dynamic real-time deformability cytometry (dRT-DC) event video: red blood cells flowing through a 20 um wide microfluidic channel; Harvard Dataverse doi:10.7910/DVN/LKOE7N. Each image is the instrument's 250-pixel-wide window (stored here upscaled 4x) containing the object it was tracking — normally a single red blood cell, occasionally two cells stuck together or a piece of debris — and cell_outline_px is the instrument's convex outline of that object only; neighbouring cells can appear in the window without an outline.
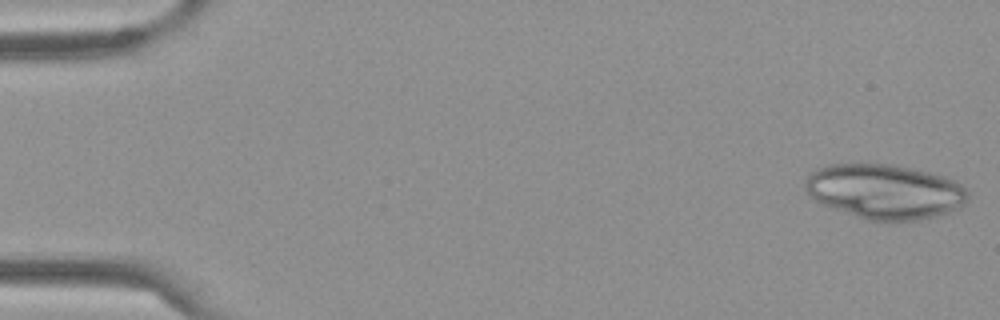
{"species": "Egyptian fruit bat (a non-hibernating species)", "species_latin": "Rousettus aegyptiacus", "temperature_condition": "cold", "stored_images_in_passage": 14, "camera_frame_rate_fps": 3000, "um_per_image_px": 0.085, "frame": {"image": 1, "passage_image": 1, "time_ms": 0.0, "image_size_px": [1000, 320], "cell_outline_px": [[968, 200], [964, 204], [948, 212], [936, 216], [916, 220], [868, 220], [824, 204], [816, 200], [804, 188], [804, 184], [808, 176], [816, 168], [828, 164], [892, 164], [912, 168], [944, 176], [960, 184], [968, 192]], "centroid_in_image_um": [75.21, 16.26], "position_along_channel_um": 9.8, "area_um2": 51.33}}